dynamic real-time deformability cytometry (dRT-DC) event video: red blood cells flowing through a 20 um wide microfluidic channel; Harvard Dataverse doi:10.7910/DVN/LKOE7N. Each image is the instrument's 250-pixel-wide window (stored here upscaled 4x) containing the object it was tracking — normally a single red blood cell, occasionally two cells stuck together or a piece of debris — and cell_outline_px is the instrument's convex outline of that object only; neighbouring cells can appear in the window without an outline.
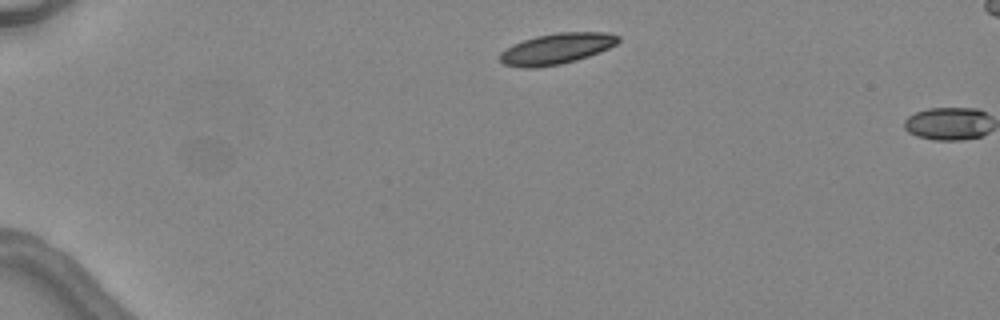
{"species": "common noctule bat (a hibernating species)", "species_latin": "Nyctalus noctula", "temperature_condition": "warm", "stored_images_in_passage": 2, "camera_frame_rate_fps": 3000, "um_per_image_px": 0.085, "animal": {"sex": "female", "body_mass_g": 24.6, "forearm_length_mm": 56.2}, "frame": {"image": 1, "passage_image": 1, "time_ms": 0.0, "image_size_px": [1000, 320], "cell_outline_px": [[620, 40], [616, 44], [600, 52], [576, 60], [560, 64], [536, 68], [520, 68], [504, 64], [500, 60], [500, 52], [512, 44], [536, 36], [556, 32], [608, 32], [620, 36]], "centroid_in_image_um": [47.3, 4.14], "position_along_channel_um": 37.7, "area_um2": 21.39}}